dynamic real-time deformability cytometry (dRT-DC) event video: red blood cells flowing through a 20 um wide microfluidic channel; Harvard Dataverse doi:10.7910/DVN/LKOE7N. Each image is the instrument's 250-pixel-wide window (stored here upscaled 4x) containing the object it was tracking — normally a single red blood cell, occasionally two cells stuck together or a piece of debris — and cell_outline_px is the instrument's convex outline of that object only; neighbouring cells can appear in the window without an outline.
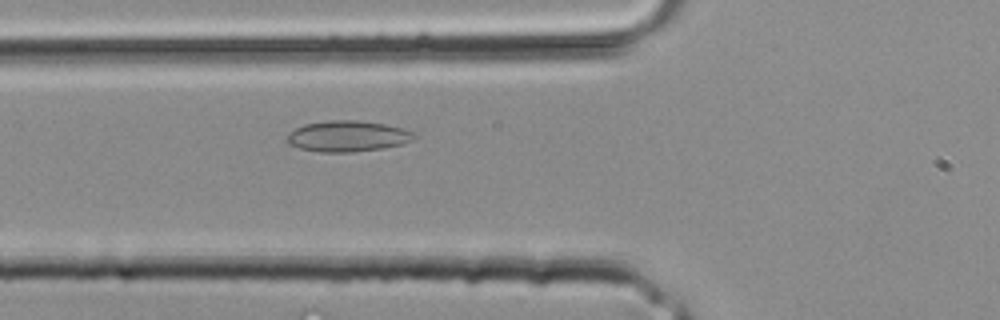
{"species": "common noctule bat (a hibernating species)", "species_latin": "Nyctalus noctula", "temperature_condition": "room temperature", "stored_images_in_passage": 11, "camera_frame_rate_fps": 3000, "um_per_image_px": 0.085, "animal": {"sex": "male", "body_mass_g": 20.4}, "frame": {"image": 1, "passage_image": 3, "time_ms": 0.667, "image_size_px": [1000, 320], "cell_outline_px": [[416, 136], [412, 140], [404, 144], [380, 148], [348, 152], [320, 152], [300, 148], [288, 144], [288, 136], [296, 128], [304, 124], [328, 120], [356, 120], [384, 124], [404, 128], [412, 132]], "centroid_in_image_um": [29.56, 11.57], "position_along_channel_um": 96.2, "area_um2": 22.66}}
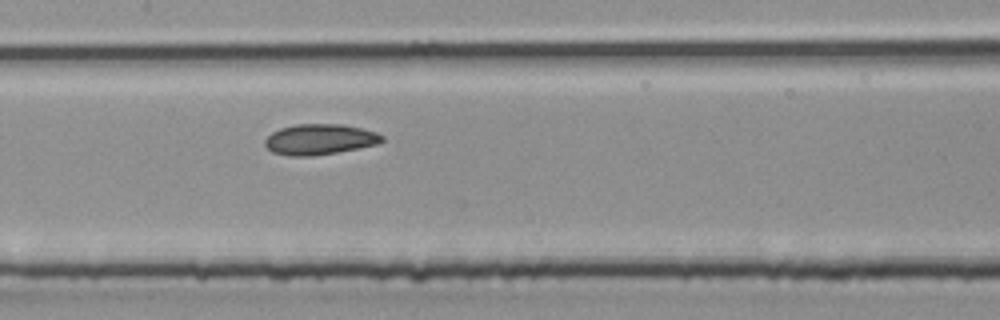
{"frame": {"image": 2, "passage_image": 7, "time_ms": 2.0, "image_size_px": [1000, 320], "cell_outline_px": [[384, 140], [380, 144], [336, 152], [312, 156], [288, 156], [272, 152], [264, 144], [264, 140], [272, 132], [280, 128], [296, 124], [340, 124], [360, 128], [376, 132], [384, 136]], "centroid_in_image_um": [27.17, 11.85], "position_along_channel_um": 180.2, "area_um2": 20.92}}
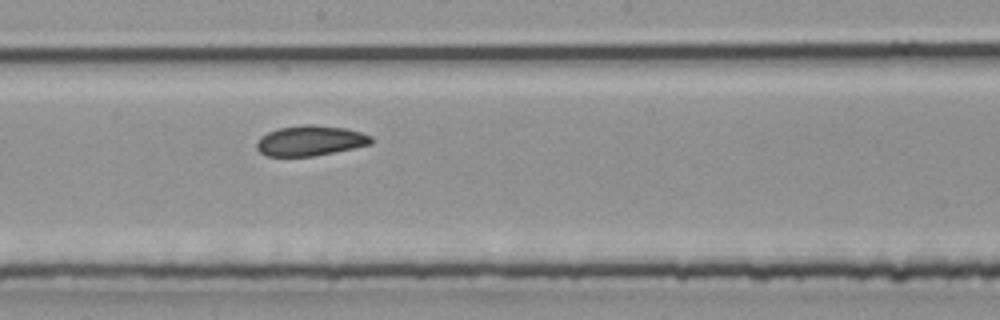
{"frame": {"image": 3, "passage_image": 9, "time_ms": 2.667, "image_size_px": [1000, 320], "cell_outline_px": [[372, 144], [312, 156], [268, 156], [260, 152], [256, 148], [256, 144], [260, 136], [268, 132], [280, 128], [304, 124], [312, 124], [344, 128], [360, 132], [372, 136]], "centroid_in_image_um": [26.35, 11.95], "position_along_channel_um": 221.8, "area_um2": 20.0}}